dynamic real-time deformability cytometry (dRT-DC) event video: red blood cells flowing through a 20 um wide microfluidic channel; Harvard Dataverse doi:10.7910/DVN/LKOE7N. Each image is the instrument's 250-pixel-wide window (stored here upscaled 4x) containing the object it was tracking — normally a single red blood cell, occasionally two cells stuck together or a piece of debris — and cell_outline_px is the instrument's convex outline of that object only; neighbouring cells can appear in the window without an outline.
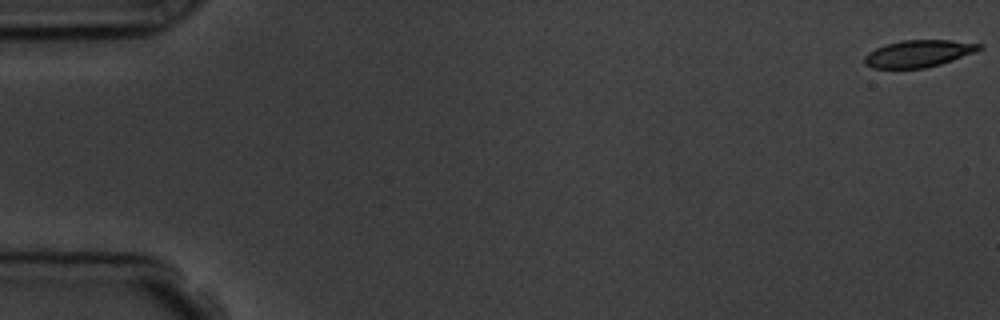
{"species": "common noctule bat (a hibernating species)", "species_latin": "Nyctalus noctula", "temperature_condition": "room temperature", "stored_images_in_passage": 8, "camera_frame_rate_fps": 3000, "um_per_image_px": 0.085, "animal": {"sex": "male", "body_mass_g": 19.5, "forearm_length_mm": 54.6}, "frame": {"image": 1, "passage_image": 1, "time_ms": 0.0, "image_size_px": [1000, 320], "cell_outline_px": [[984, 48], [976, 52], [940, 64], [924, 68], [872, 68], [864, 64], [864, 56], [868, 52], [884, 44], [900, 40], [952, 40], [984, 44]], "centroid_in_image_um": [78.09, 4.54], "position_along_channel_um": 6.9, "area_um2": 18.26}}
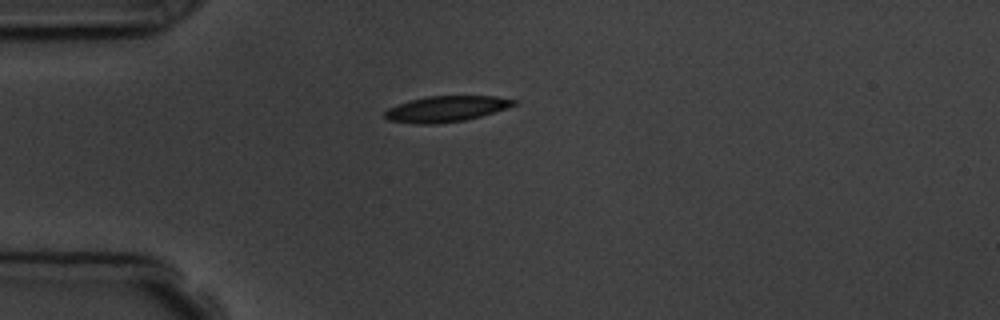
{"frame": {"image": 2, "passage_image": 5, "time_ms": 4.667, "image_size_px": [1000, 320], "cell_outline_px": [[520, 100], [516, 104], [480, 116], [464, 120], [436, 124], [416, 124], [388, 120], [384, 116], [384, 112], [388, 108], [396, 104], [408, 100], [428, 96], [496, 96]], "centroid_in_image_um": [37.88, 9.25], "position_along_channel_um": 47.1, "area_um2": 19.42}}